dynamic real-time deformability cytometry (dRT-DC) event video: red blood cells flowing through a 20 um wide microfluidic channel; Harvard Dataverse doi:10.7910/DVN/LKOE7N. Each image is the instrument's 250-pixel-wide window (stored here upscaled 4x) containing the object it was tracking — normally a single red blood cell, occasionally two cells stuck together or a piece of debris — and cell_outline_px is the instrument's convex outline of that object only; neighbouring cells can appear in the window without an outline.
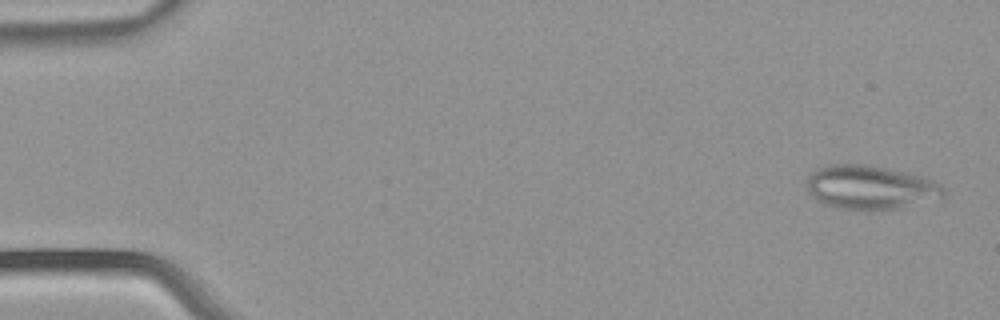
{"species": "common noctule bat (a hibernating species)", "species_latin": "Nyctalus noctula", "temperature_condition": "warm", "stored_images_in_passage": 53, "camera_frame_rate_fps": 3000, "um_per_image_px": 0.085, "animal": {"sex": "male", "body_mass_g": 21.5, "forearm_length_mm": 52.0}, "frame": {"image": 1, "passage_image": 2, "time_ms": 0.333, "image_size_px": [1000, 320], "cell_outline_px": [[944, 196], [904, 208], [872, 212], [840, 208], [824, 204], [816, 200], [808, 192], [804, 184], [808, 176], [816, 168], [828, 164], [868, 164], [908, 172], [924, 176], [940, 184], [944, 188]], "centroid_in_image_um": [73.95, 15.94], "position_along_channel_um": 11.0, "area_um2": 35.95}}
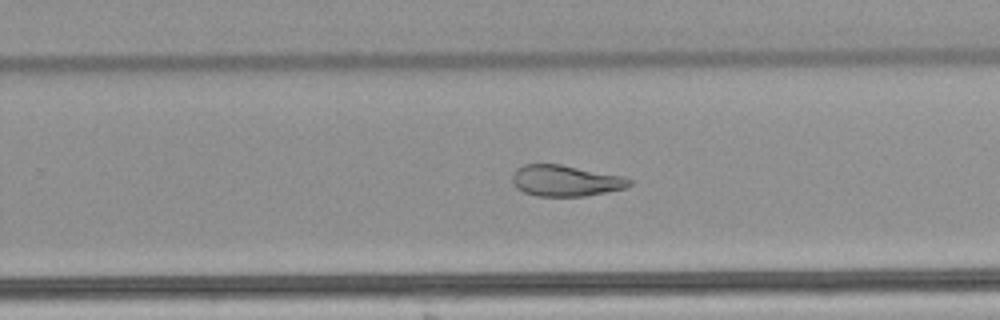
{"frame": {"image": 2, "passage_image": 34, "time_ms": 11.0, "image_size_px": [1000, 320], "cell_outline_px": [[632, 184], [624, 188], [584, 196], [536, 196], [524, 192], [516, 188], [512, 180], [512, 172], [516, 168], [524, 164], [560, 164], [624, 176], [632, 180]], "centroid_in_image_um": [48.04, 15.35], "position_along_channel_um": 281.8, "area_um2": 21.27}}
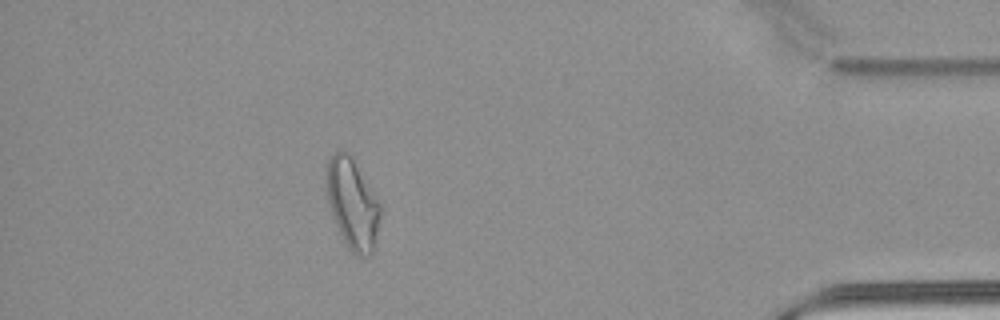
{"frame": {"image": 3, "passage_image": 47, "time_ms": 15.333, "image_size_px": [1000, 320], "cell_outline_px": [[380, 220], [372, 252], [368, 256], [356, 256], [348, 248], [332, 216], [328, 204], [324, 188], [324, 168], [328, 160], [340, 148], [344, 148], [352, 156], [380, 204]], "centroid_in_image_um": [29.9, 17.25], "position_along_channel_um": 405.3, "area_um2": 28.73}, "authors_computed_cell_mechanics": {"area_um2": 27.6862, "velocity_mm_per_s": 3.901, "shape_relaxation_time_tau1_ms": null, "shape_relaxation_time_tau2_ms": 2.7232, "deformation_change_tau1": null, "deformation_change_tau2": 0.1039}}